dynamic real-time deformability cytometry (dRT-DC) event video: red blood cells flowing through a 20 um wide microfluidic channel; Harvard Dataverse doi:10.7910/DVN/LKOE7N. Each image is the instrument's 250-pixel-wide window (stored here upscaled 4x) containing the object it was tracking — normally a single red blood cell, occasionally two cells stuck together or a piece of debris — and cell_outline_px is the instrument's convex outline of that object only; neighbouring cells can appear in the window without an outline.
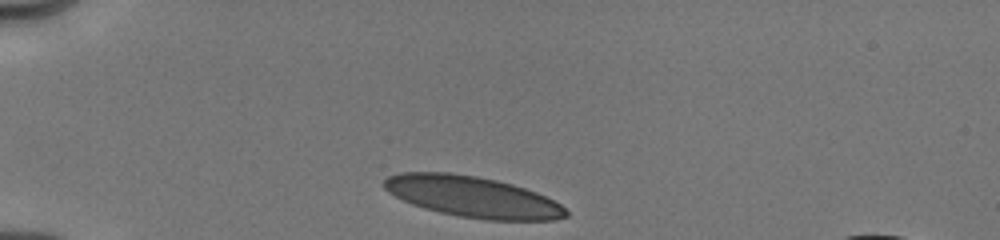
{"species": "human", "species_latin": "Homo sapiens", "temperature_condition": "cold", "stored_images_in_passage": 9, "camera_frame_rate_fps": 3000, "um_per_image_px": 0.085, "donor": {"sex": "male"}, "frame": {"image": 1, "passage_image": 1, "time_ms": 0.0, "image_size_px": [1000, 240], "cell_outline_px": [[568, 216], [556, 220], [488, 220], [460, 216], [440, 212], [424, 208], [412, 204], [388, 192], [384, 188], [384, 180], [388, 176], [400, 172], [448, 172], [476, 176], [496, 180], [512, 184], [536, 192], [560, 204], [568, 212]], "centroid_in_image_um": [40.16, 16.72], "position_along_channel_um": 44.8, "area_um2": 43.18}}